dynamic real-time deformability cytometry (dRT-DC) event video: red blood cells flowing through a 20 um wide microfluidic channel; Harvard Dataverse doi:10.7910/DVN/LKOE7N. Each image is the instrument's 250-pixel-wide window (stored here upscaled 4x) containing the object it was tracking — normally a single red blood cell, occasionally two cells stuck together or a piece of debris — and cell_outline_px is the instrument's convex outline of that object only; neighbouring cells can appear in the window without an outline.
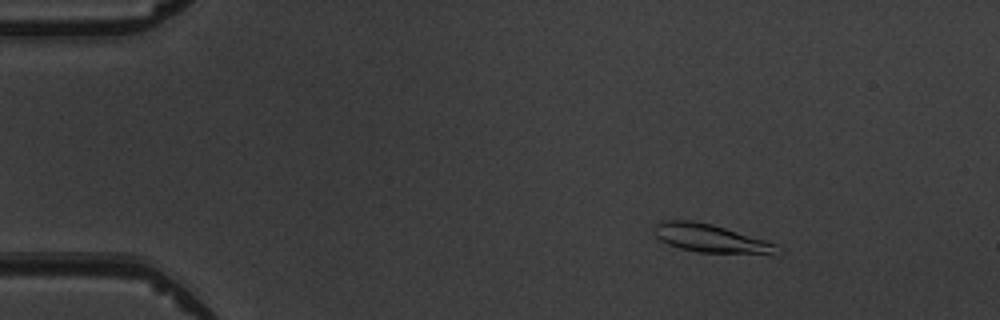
{"species": "common noctule bat (a hibernating species)", "species_latin": "Nyctalus noctula", "temperature_condition": "warm", "stored_images_in_passage": 6, "camera_frame_rate_fps": 3000, "um_per_image_px": 0.085, "animal": {"sex": "male", "body_mass_g": 19.5, "forearm_length_mm": 54.6}, "frame": {"image": 1, "passage_image": 3, "time_ms": 2.333, "image_size_px": [1000, 320], "cell_outline_px": [[776, 248], [772, 252], [700, 252], [680, 248], [668, 244], [660, 240], [652, 232], [652, 228], [656, 224], [664, 220], [692, 220], [712, 224], [764, 240], [776, 244]], "centroid_in_image_um": [60.19, 20.21], "position_along_channel_um": 24.8, "area_um2": 19.31}}